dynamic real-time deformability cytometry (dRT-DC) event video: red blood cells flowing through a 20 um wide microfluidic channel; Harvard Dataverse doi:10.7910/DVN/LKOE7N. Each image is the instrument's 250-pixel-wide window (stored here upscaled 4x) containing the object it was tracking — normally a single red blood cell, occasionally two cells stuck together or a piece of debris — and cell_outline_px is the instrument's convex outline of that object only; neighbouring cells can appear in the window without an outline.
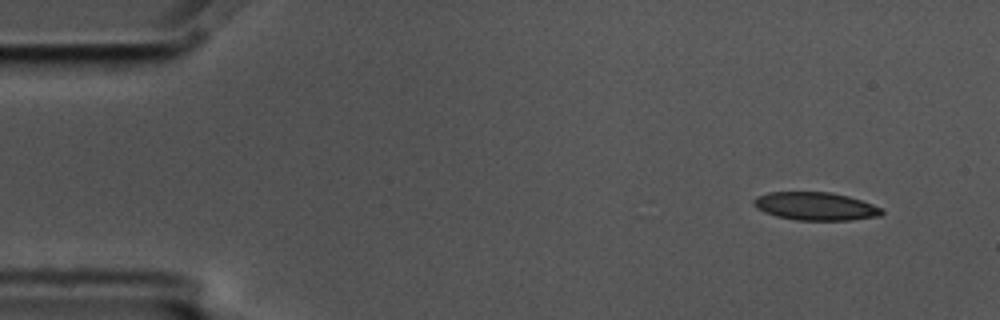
{"species": "common noctule bat (a hibernating species)", "species_latin": "Nyctalus noctula", "temperature_condition": "cold", "stored_images_in_passage": 6, "segment_of_instrument_passage": [1, 2], "camera_frame_rate_fps": 3000, "um_per_image_px": 0.085, "animal": {"sex": "male", "body_mass_g": 17.5, "forearm_length_mm": 52.3}, "frame": {"image": 1, "passage_image": 2, "time_ms": 0.333, "image_size_px": [1000, 320], "cell_outline_px": [[884, 212], [880, 216], [852, 220], [796, 220], [776, 216], [764, 212], [756, 208], [752, 204], [752, 200], [756, 196], [768, 192], [832, 192], [848, 196], [884, 208]], "centroid_in_image_um": [69.3, 17.53], "position_along_channel_um": 15.7, "area_um2": 21.15}}